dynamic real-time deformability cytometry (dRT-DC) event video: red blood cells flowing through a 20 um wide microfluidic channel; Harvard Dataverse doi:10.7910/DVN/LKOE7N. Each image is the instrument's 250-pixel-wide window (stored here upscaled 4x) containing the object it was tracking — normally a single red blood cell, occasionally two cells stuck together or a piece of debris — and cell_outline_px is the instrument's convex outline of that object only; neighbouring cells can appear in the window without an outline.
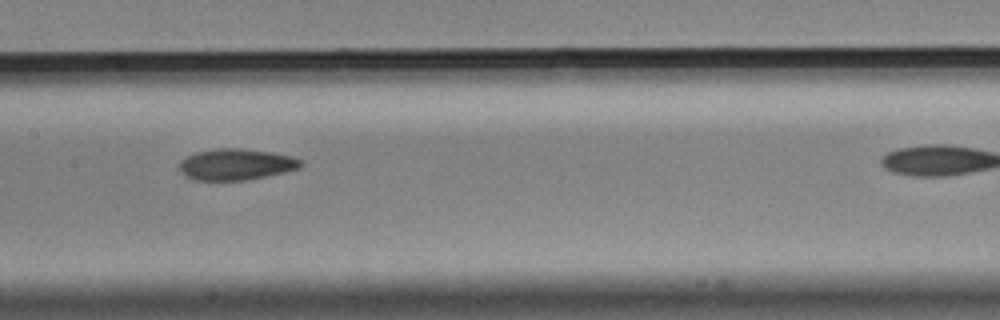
{"species": "Egyptian fruit bat (a non-hibernating species)", "species_latin": "Rousettus aegyptiacus", "temperature_condition": "cold", "stored_images_in_passage": 10, "camera_frame_rate_fps": 3000, "um_per_image_px": 0.085, "animal": {"sex": "male"}, "frame": {"image": 1, "passage_image": 5, "time_ms": 1.333, "image_size_px": [1000, 320], "cell_outline_px": [[304, 164], [300, 168], [284, 172], [244, 180], [196, 180], [180, 172], [180, 160], [196, 152], [216, 148], [240, 148], [272, 152], [292, 156], [300, 160]], "centroid_in_image_um": [20.08, 13.96], "position_along_channel_um": 187.3, "area_um2": 21.96}}